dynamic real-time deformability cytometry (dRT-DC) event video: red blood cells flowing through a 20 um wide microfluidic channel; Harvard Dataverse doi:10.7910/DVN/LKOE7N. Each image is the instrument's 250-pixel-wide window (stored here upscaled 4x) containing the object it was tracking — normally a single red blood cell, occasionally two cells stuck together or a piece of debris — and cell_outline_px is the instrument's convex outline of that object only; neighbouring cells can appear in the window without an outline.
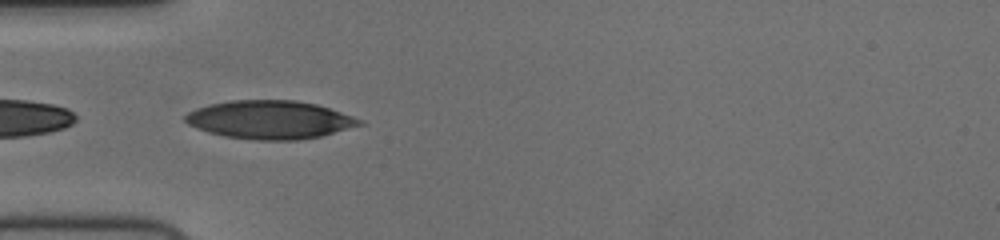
{"species": "human", "species_latin": "Homo sapiens", "temperature_condition": "cold", "stored_images_in_passage": 32, "camera_frame_rate_fps": 3000, "um_per_image_px": 0.085, "donor": {"sex": "female"}, "frame": {"image": 1, "passage_image": 1, "time_ms": 0.0, "image_size_px": [1000, 240], "cell_outline_px": [[364, 124], [320, 136], [300, 140], [252, 140], [224, 136], [208, 132], [188, 124], [184, 120], [184, 116], [188, 112], [196, 108], [212, 104], [232, 100], [296, 100], [316, 104], [364, 120]], "centroid_in_image_um": [22.93, 10.18], "position_along_channel_um": 62.1, "area_um2": 38.78}}
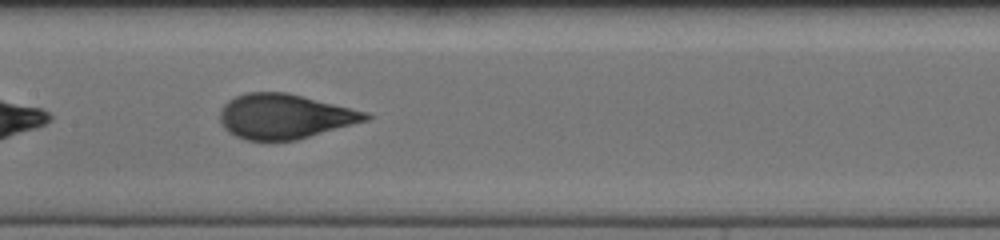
{"frame": {"image": 2, "passage_image": 11, "time_ms": 3.333, "image_size_px": [1000, 240], "cell_outline_px": [[372, 116], [368, 120], [296, 140], [248, 140], [236, 136], [228, 132], [224, 128], [220, 120], [220, 108], [228, 100], [244, 92], [288, 92], [368, 112]], "centroid_in_image_um": [24.18, 9.88], "position_along_channel_um": 183.2, "area_um2": 38.03}}
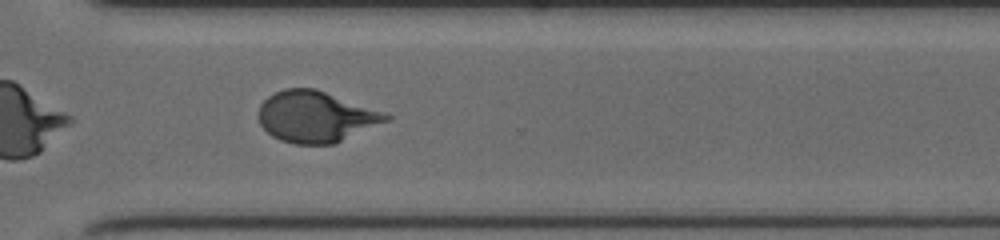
{"frame": {"image": 3, "passage_image": 24, "time_ms": 7.667, "image_size_px": [1000, 240], "cell_outline_px": [[392, 120], [336, 144], [292, 144], [280, 140], [272, 136], [260, 124], [256, 116], [260, 104], [268, 96], [284, 88], [316, 88], [384, 112], [392, 116]], "centroid_in_image_um": [26.86, 9.93], "position_along_channel_um": 343.7, "area_um2": 38.55}, "authors_computed_cell_mechanics": {"area_um2": 38.2058, "velocity_mm_per_s": 3.7078, "shape_relaxation_time_tau1_ms": 3.9102, "shape_relaxation_time_tau2_ms": null, "deformation_change_tau1": 0.1762, "deformation_change_tau2": null}}